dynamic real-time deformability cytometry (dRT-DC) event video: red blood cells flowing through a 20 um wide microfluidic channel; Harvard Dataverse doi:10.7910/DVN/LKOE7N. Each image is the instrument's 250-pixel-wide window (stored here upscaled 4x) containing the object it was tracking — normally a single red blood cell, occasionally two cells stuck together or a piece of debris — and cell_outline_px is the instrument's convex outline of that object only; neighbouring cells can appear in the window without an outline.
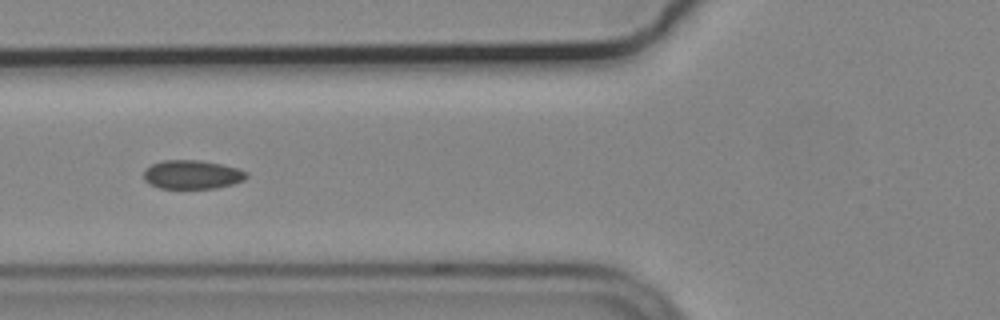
{"species": "common noctule bat (a hibernating species)", "species_latin": "Nyctalus noctula", "temperature_condition": "cold", "stored_images_in_passage": 8, "camera_frame_rate_fps": 3000, "um_per_image_px": 0.085, "animal": {"sex": "male", "body_mass_g": 19.2, "forearm_length_mm": 51.8}, "frame": {"image": 1, "passage_image": 6, "time_ms": 1.667, "image_size_px": [1000, 320], "cell_outline_px": [[248, 176], [244, 180], [232, 184], [216, 188], [160, 188], [144, 180], [144, 168], [160, 160], [200, 160], [240, 168], [248, 172]], "centroid_in_image_um": [16.35, 14.82], "position_along_channel_um": 109.5, "area_um2": 17.34}}